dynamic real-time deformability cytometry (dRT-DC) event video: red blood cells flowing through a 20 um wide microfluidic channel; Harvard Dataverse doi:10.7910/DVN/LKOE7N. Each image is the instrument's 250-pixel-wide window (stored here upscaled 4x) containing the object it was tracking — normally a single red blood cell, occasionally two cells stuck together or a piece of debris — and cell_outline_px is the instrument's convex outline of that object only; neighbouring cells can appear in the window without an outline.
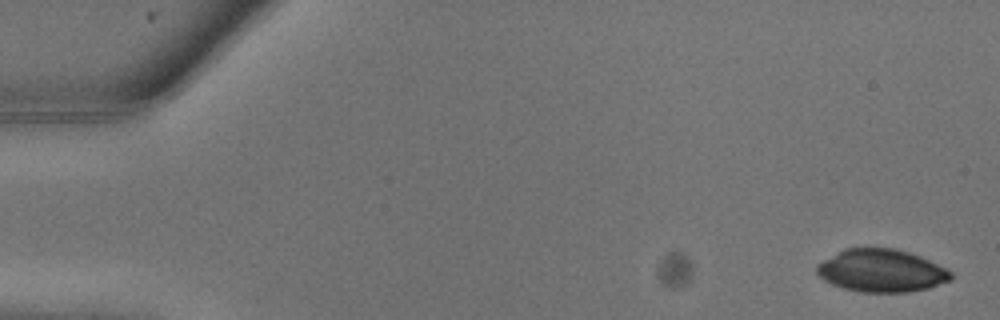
{"species": "common noctule bat (a hibernating species)", "species_latin": "Nyctalus noctula", "temperature_condition": "warm", "stored_images_in_passage": 9, "camera_frame_rate_fps": 3000, "um_per_image_px": 0.085, "animal": {"sex": "male", "body_mass_g": 13.3}, "frame": {"image": 1, "passage_image": 1, "time_ms": 0.0, "image_size_px": [1000, 320], "cell_outline_px": [[952, 280], [928, 288], [908, 292], [860, 292], [844, 288], [832, 284], [824, 280], [816, 272], [816, 264], [844, 248], [896, 248], [920, 256], [952, 272]], "centroid_in_image_um": [74.9, 23.01], "position_along_channel_um": 10.1, "area_um2": 33.29}}